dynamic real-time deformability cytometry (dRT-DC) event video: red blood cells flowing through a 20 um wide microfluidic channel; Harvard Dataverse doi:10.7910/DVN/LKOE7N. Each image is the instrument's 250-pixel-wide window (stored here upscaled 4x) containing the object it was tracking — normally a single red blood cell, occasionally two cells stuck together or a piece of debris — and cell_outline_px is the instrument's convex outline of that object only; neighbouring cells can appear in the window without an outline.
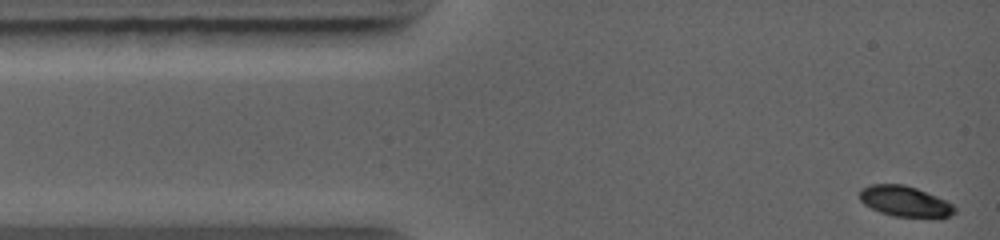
{"species": "common noctule bat (a hibernating species)", "species_latin": "Nyctalus noctula", "temperature_condition": "warm", "stored_images_in_passage": 19, "camera_frame_rate_fps": 5000, "um_per_image_px": 0.085, "animal": {"sex": "female", "body_mass_g": 19.0, "forearm_length_mm": 56.7}, "frame": {"image": 1, "passage_image": 1, "time_ms": 0.0, "image_size_px": [1000, 240], "cell_outline_px": [[956, 212], [948, 216], [892, 216], [880, 212], [864, 204], [860, 200], [860, 188], [868, 184], [904, 184], [916, 188], [936, 196], [952, 204], [956, 208]], "centroid_in_image_um": [76.86, 17.09], "position_along_channel_um": 8.1, "area_um2": 16.65}}
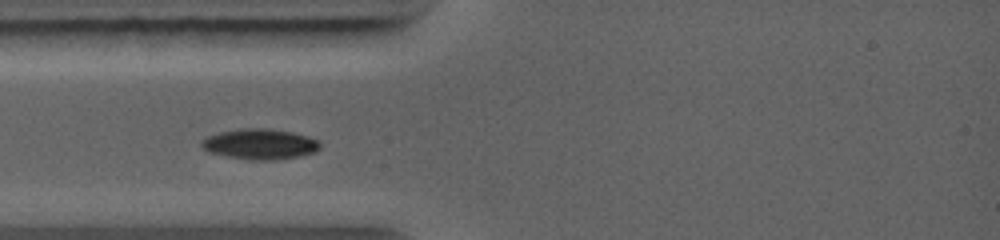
{"frame": {"image": 2, "passage_image": 10, "time_ms": 2.6, "image_size_px": [1000, 240], "cell_outline_px": [[320, 148], [316, 152], [300, 156], [272, 160], [252, 160], [228, 156], [208, 152], [200, 144], [200, 140], [208, 136], [220, 132], [240, 128], [268, 128], [292, 132], [308, 136], [316, 140], [320, 144]], "centroid_in_image_um": [22.09, 12.24], "position_along_channel_um": 62.9, "area_um2": 21.04}}
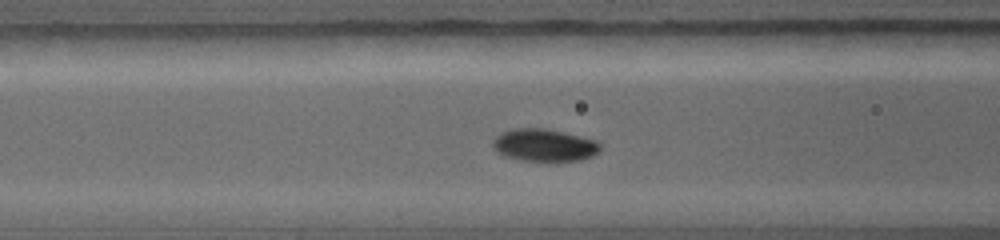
{"frame": {"image": 3, "passage_image": 14, "time_ms": 3.8, "image_size_px": [1000, 240], "cell_outline_px": [[600, 148], [592, 156], [580, 160], [520, 160], [504, 156], [496, 152], [492, 144], [492, 140], [500, 132], [512, 128], [544, 128], [564, 132], [596, 140], [600, 144]], "centroid_in_image_um": [46.2, 12.32], "position_along_channel_um": 120.4, "area_um2": 20.23}}